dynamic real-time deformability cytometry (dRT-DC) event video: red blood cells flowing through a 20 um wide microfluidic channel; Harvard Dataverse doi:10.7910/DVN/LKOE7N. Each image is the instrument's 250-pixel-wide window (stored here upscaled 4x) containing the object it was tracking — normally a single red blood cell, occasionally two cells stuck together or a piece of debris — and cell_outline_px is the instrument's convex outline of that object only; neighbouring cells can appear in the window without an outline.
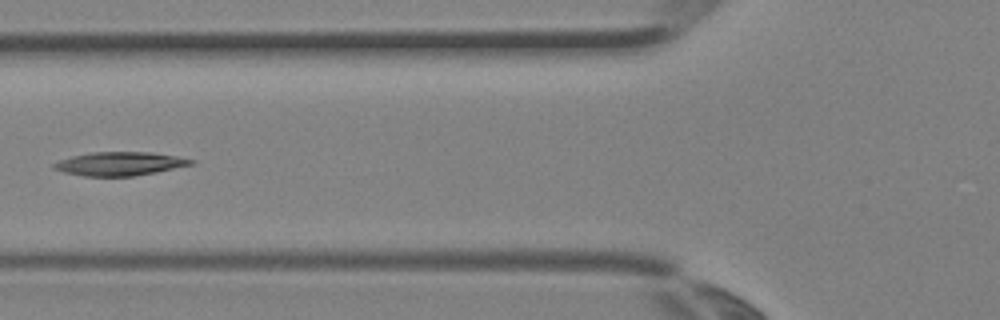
{"species": "Egyptian fruit bat (a non-hibernating species)", "species_latin": "Rousettus aegyptiacus", "temperature_condition": "room temperature", "stored_images_in_passage": 5, "camera_frame_rate_fps": 3000, "um_per_image_px": 0.085, "animal": {"sex": "female"}, "frame": {"image": 1, "passage_image": 5, "time_ms": 1.333, "image_size_px": [1000, 320], "cell_outline_px": [[196, 164], [156, 172], [132, 176], [84, 176], [64, 172], [52, 168], [52, 164], [60, 160], [72, 156], [92, 152], [152, 152], [176, 156], [196, 160]], "centroid_in_image_um": [10.21, 13.91], "position_along_channel_um": 115.6, "area_um2": 18.9}}